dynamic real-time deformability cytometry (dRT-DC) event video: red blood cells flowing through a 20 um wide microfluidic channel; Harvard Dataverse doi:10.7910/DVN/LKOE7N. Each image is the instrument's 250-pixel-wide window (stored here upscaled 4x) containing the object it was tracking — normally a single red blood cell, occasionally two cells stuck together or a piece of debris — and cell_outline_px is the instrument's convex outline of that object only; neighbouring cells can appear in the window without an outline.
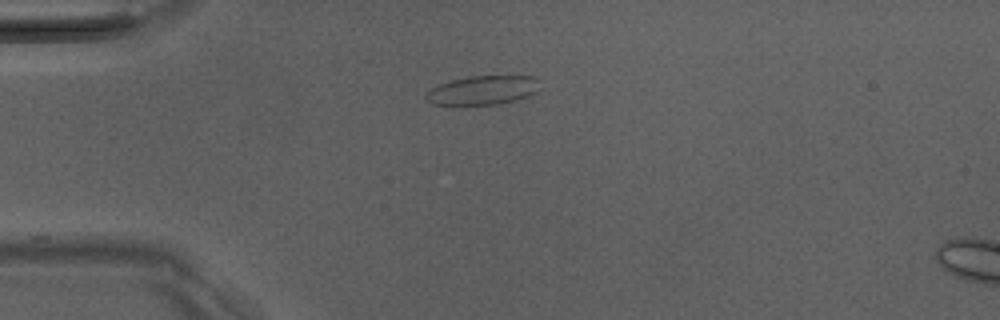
{"species": "Egyptian fruit bat (a non-hibernating species)", "species_latin": "Rousettus aegyptiacus", "temperature_condition": "room temperature", "stored_images_in_passage": 41, "camera_frame_rate_fps": 3000, "um_per_image_px": 0.085, "animal": {"sex": "male"}, "frame": {"image": 1, "passage_image": 3, "time_ms": 0.667, "image_size_px": [1000, 320], "cell_outline_px": [[536, 92], [528, 96], [516, 100], [496, 104], [460, 108], [432, 104], [424, 96], [436, 84], [452, 80], [472, 76], [536, 76]], "centroid_in_image_um": [40.92, 7.72], "position_along_channel_um": 44.1, "area_um2": 19.77}}
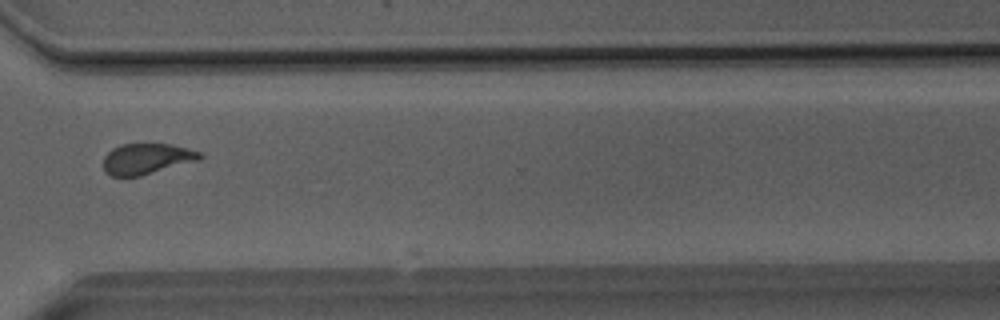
{"frame": {"image": 2, "passage_image": 28, "time_ms": 9.0, "image_size_px": [1000, 320], "cell_outline_px": [[204, 156], [200, 160], [140, 176], [112, 176], [104, 172], [104, 156], [112, 148], [120, 144], [172, 144], [204, 152]], "centroid_in_image_um": [12.51, 13.49], "position_along_channel_um": 358.1, "area_um2": 17.51}}
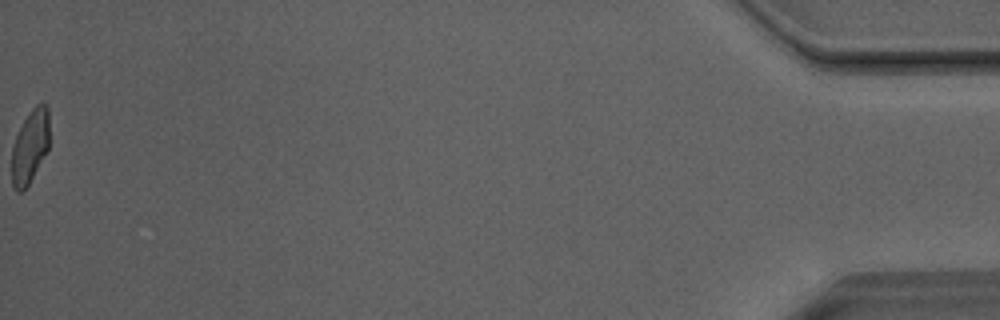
{"frame": {"image": 3, "passage_image": 41, "time_ms": 13.333, "image_size_px": [1000, 320], "cell_outline_px": [[48, 148], [28, 184], [20, 192], [16, 192], [12, 184], [12, 148], [16, 136], [28, 112], [36, 104], [44, 104], [48, 108]], "centroid_in_image_um": [2.53, 12.43], "position_along_channel_um": 432.7, "area_um2": 15.66}, "authors_computed_cell_mechanics": {"area_um2": 17.6868, "velocity_mm_per_s": 4.0686, "shape_relaxation_time_tau1_ms": 4.478, "shape_relaxation_time_tau2_ms": 1.2457, "deformation_change_tau1": 0.1059, "deformation_change_tau2": 0.0739}}